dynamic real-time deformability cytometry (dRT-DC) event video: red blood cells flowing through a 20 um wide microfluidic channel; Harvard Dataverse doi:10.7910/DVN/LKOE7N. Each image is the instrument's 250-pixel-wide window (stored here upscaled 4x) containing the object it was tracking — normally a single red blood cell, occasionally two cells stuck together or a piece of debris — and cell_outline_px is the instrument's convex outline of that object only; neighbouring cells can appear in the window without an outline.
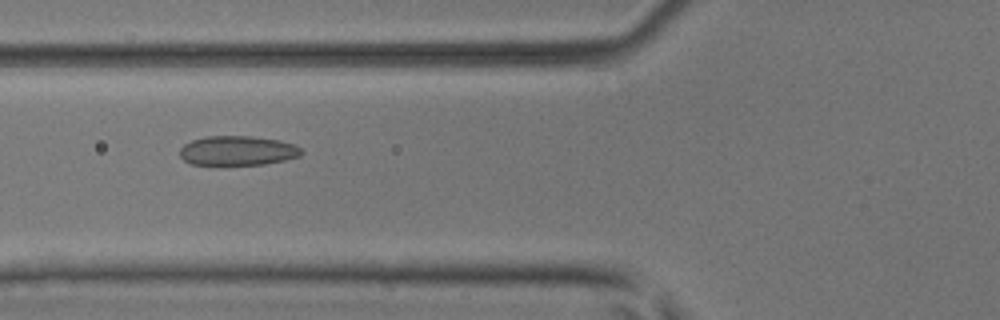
{"species": "common noctule bat (a hibernating species)", "species_latin": "Nyctalus noctula", "temperature_condition": "room temperature", "stored_images_in_passage": 8, "camera_frame_rate_fps": 3000, "um_per_image_px": 0.085, "animal": {"sex": "male", "body_mass_g": 17.9, "forearm_length_mm": 54.2}, "frame": {"image": 1, "passage_image": 6, "time_ms": 1.667, "image_size_px": [1000, 320], "cell_outline_px": [[304, 152], [300, 156], [284, 160], [264, 164], [224, 168], [192, 164], [184, 160], [180, 156], [180, 148], [184, 144], [192, 140], [208, 136], [252, 136], [280, 140], [292, 144], [300, 148]], "centroid_in_image_um": [20.16, 12.85], "position_along_channel_um": 105.6, "area_um2": 21.79}}
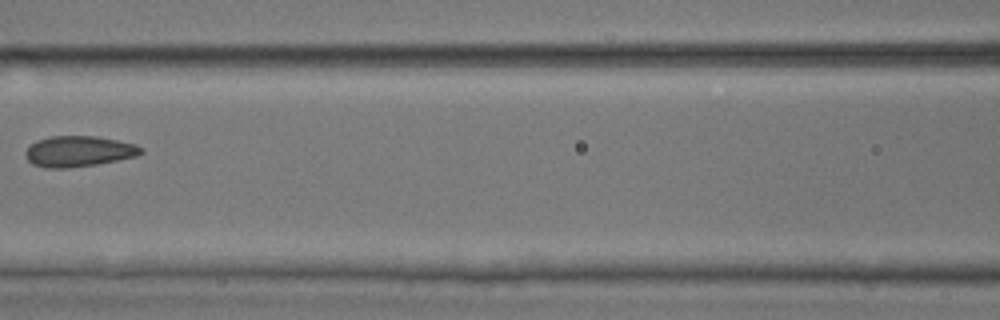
{"frame": {"image": 2, "passage_image": 7, "time_ms": 2.0, "image_size_px": [1000, 320], "cell_outline_px": [[144, 152], [136, 156], [96, 164], [68, 168], [44, 168], [32, 164], [28, 160], [24, 152], [36, 140], [52, 136], [96, 136], [136, 144], [144, 148]], "centroid_in_image_um": [6.69, 12.86], "position_along_channel_um": 159.9, "area_um2": 20.69}}
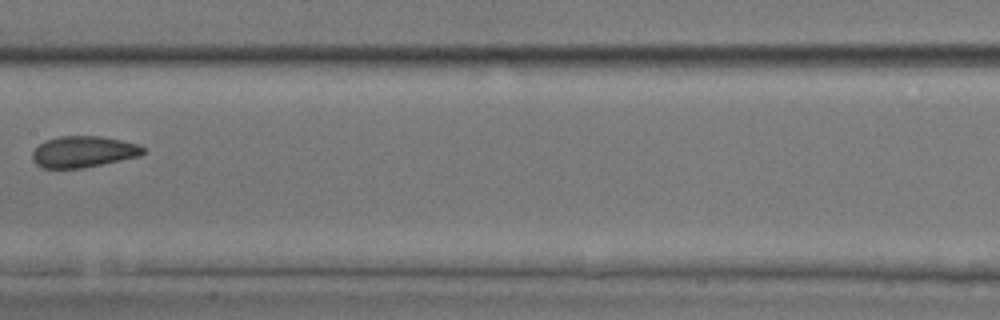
{"frame": {"image": 3, "passage_image": 8, "time_ms": 2.333, "image_size_px": [1000, 320], "cell_outline_px": [[144, 152], [140, 156], [84, 168], [44, 168], [36, 164], [32, 160], [32, 152], [44, 140], [60, 136], [100, 136], [140, 144], [144, 148]], "centroid_in_image_um": [7.08, 12.9], "position_along_channel_um": 200.3, "area_um2": 20.23}}